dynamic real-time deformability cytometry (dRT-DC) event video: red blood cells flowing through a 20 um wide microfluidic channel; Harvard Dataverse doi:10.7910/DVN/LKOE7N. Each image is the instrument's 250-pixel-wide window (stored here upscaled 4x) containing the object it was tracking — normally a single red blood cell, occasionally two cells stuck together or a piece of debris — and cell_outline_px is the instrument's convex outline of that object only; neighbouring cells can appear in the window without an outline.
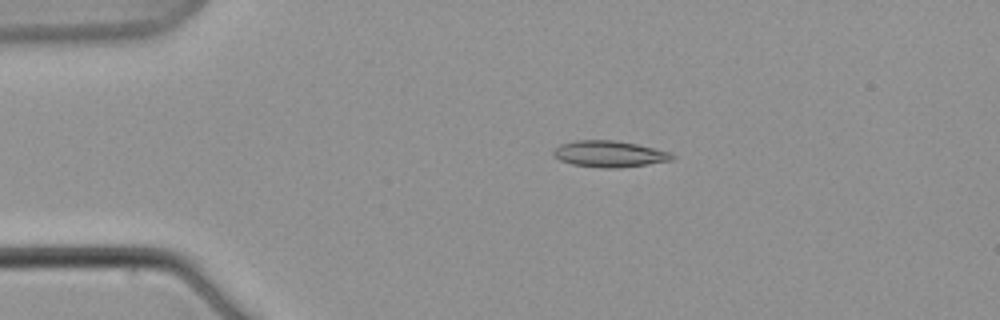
{"species": "common noctule bat (a hibernating species)", "species_latin": "Nyctalus noctula", "temperature_condition": "warm", "stored_images_in_passage": 12, "camera_frame_rate_fps": 3000, "um_per_image_px": 0.085, "animal": {"sex": "male", "body_mass_g": 21.5, "forearm_length_mm": 52.0}, "frame": {"image": 1, "passage_image": 4, "time_ms": 4.667, "image_size_px": [1000, 320], "cell_outline_px": [[676, 156], [672, 160], [648, 164], [616, 168], [604, 168], [572, 164], [560, 160], [552, 156], [552, 152], [560, 144], [576, 140], [616, 140], [636, 144], [672, 152]], "centroid_in_image_um": [51.8, 13.08], "position_along_channel_um": 33.2, "area_um2": 18.26}}
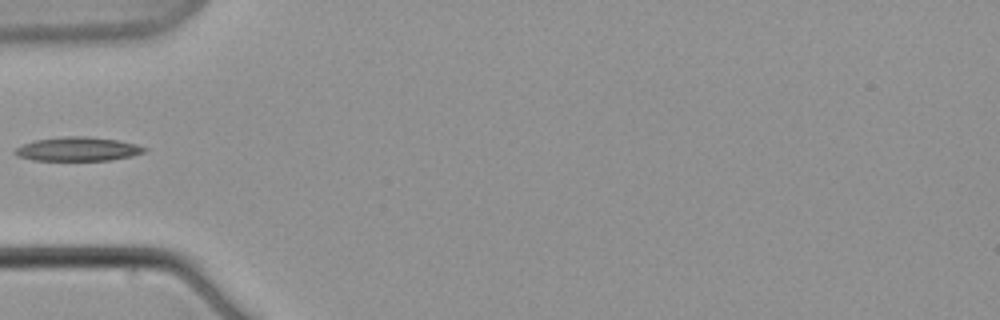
{"frame": {"image": 2, "passage_image": 7, "time_ms": 8.0, "image_size_px": [1000, 320], "cell_outline_px": [[148, 148], [144, 152], [132, 156], [112, 160], [32, 160], [16, 156], [12, 152], [16, 148], [24, 144], [36, 140], [64, 136], [88, 136], [116, 140], [136, 144]], "centroid_in_image_um": [6.6, 12.67], "position_along_channel_um": 78.4, "area_um2": 18.03}}
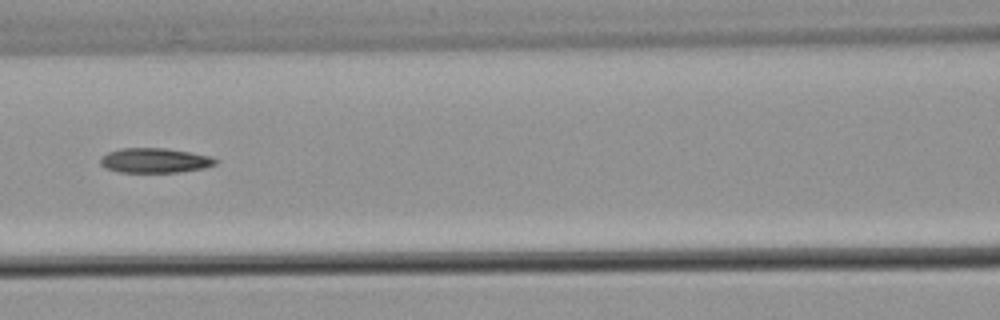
{"frame": {"image": 3, "passage_image": 9, "time_ms": 10.667, "image_size_px": [1000, 320], "cell_outline_px": [[220, 160], [216, 164], [204, 168], [176, 172], [120, 172], [104, 168], [100, 164], [100, 156], [108, 152], [120, 148], [164, 148], [188, 152], [208, 156]], "centroid_in_image_um": [13.11, 13.64], "position_along_channel_um": 153.5, "area_um2": 16.59}}